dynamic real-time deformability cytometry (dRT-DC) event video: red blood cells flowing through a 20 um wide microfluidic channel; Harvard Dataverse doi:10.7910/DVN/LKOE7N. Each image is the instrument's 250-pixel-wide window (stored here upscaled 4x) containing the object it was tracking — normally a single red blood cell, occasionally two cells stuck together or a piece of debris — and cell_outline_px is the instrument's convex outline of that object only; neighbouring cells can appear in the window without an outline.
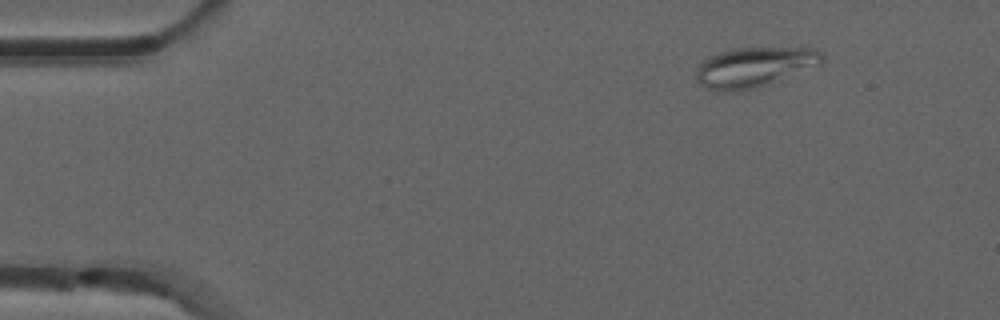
{"species": "common noctule bat (a hibernating species)", "species_latin": "Nyctalus noctula", "temperature_condition": "room temperature", "stored_images_in_passage": 5, "camera_frame_rate_fps": 3000, "um_per_image_px": 0.085, "animal": {"sex": "male", "forearm_length_mm": 52.5}, "frame": {"image": 1, "passage_image": 1, "time_ms": 0.0, "image_size_px": [1000, 320], "cell_outline_px": [[824, 60], [820, 64], [768, 84], [756, 88], [736, 92], [720, 92], [708, 88], [700, 84], [696, 80], [696, 68], [708, 56], [732, 48], [816, 48], [824, 52]], "centroid_in_image_um": [64.1, 5.7], "position_along_channel_um": 20.9, "area_um2": 29.42}}